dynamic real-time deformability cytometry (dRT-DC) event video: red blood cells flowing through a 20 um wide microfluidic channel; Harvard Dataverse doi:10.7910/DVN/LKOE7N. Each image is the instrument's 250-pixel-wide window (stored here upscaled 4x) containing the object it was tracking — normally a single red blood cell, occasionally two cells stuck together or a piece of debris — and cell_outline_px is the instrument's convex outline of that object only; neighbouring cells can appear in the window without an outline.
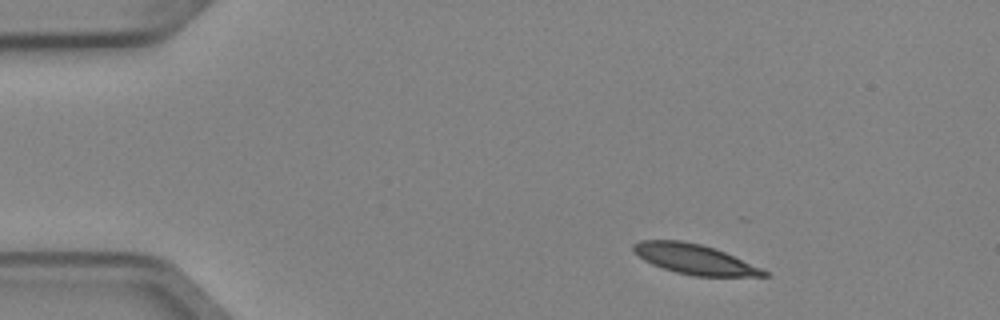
{"species": "Egyptian fruit bat (a non-hibernating species)", "species_latin": "Rousettus aegyptiacus", "temperature_condition": "cold", "stored_images_in_passage": 2, "camera_frame_rate_fps": 3000, "um_per_image_px": 0.085, "animal": {"sex": "female"}, "frame": {"image": 1, "passage_image": 1, "time_ms": 0.0, "image_size_px": [1000, 320], "cell_outline_px": [[768, 276], [692, 276], [676, 272], [652, 264], [644, 260], [632, 248], [632, 244], [640, 240], [680, 240], [700, 244], [724, 252], [760, 268], [768, 272]], "centroid_in_image_um": [58.99, 22.03], "position_along_channel_um": 26.0, "area_um2": 22.31}}